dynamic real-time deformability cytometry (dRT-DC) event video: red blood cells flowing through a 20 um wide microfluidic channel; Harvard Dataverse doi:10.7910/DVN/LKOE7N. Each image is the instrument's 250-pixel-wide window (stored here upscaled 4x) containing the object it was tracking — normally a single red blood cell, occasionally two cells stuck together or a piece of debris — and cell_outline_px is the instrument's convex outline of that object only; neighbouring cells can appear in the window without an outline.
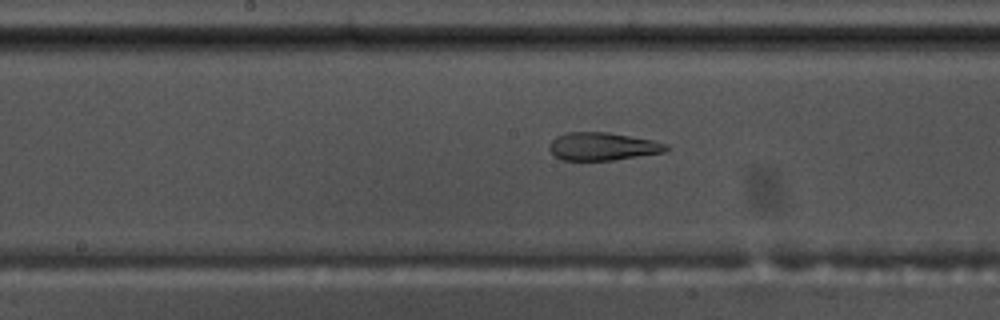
{"species": "common noctule bat (a hibernating species)", "species_latin": "Nyctalus noctula", "temperature_condition": "warm", "stored_images_in_passage": 56, "camera_frame_rate_fps": 3000, "um_per_image_px": 0.085, "animal": {"sex": "male", "body_mass_g": 17.5, "forearm_length_mm": 52.3}, "frame": {"image": 1, "passage_image": 29, "time_ms": 9.333, "image_size_px": [1000, 320], "cell_outline_px": [[672, 148], [664, 152], [612, 160], [564, 160], [556, 156], [548, 148], [548, 144], [556, 136], [568, 132], [608, 132], [652, 140], [668, 144]], "centroid_in_image_um": [51.23, 12.44], "position_along_channel_um": 197.0, "area_um2": 18.96}}
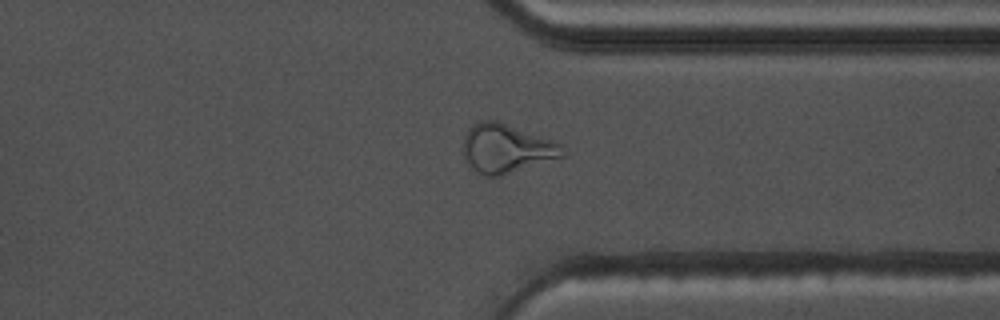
{"frame": {"image": 2, "passage_image": 43, "time_ms": 14.0, "image_size_px": [1000, 320], "cell_outline_px": [[568, 152], [564, 156], [500, 176], [484, 176], [476, 172], [468, 164], [464, 156], [464, 136], [468, 128], [472, 124], [480, 120], [496, 120], [564, 144]], "centroid_in_image_um": [43.06, 12.61], "position_along_channel_um": 368.3, "area_um2": 28.44}}
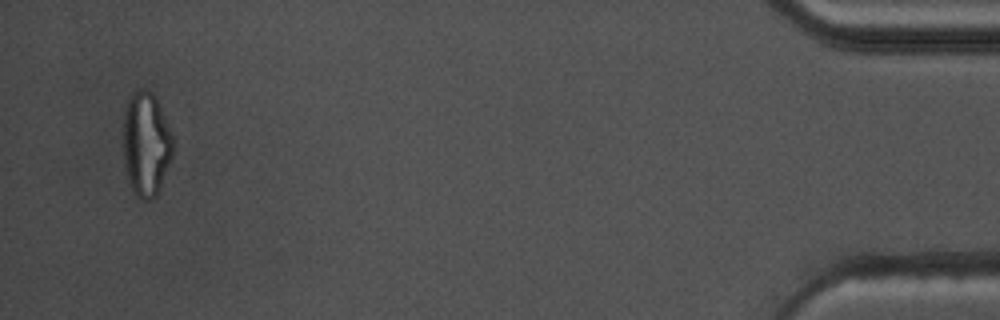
{"frame": {"image": 3, "passage_image": 54, "time_ms": 17.667, "image_size_px": [1000, 320], "cell_outline_px": [[172, 156], [160, 188], [156, 196], [148, 200], [140, 200], [132, 192], [128, 184], [124, 172], [124, 108], [128, 96], [136, 88], [148, 88], [156, 96], [172, 136]], "centroid_in_image_um": [12.38, 12.23], "position_along_channel_um": 422.8, "area_um2": 30.75}, "authors_computed_cell_mechanics": {"area_um2": 24.9985, "velocity_mm_per_s": 3.6816, "shape_relaxation_time_tau1_ms": null, "shape_relaxation_time_tau2_ms": 1.8105, "deformation_change_tau1": null, "deformation_change_tau2": 0.1123}}